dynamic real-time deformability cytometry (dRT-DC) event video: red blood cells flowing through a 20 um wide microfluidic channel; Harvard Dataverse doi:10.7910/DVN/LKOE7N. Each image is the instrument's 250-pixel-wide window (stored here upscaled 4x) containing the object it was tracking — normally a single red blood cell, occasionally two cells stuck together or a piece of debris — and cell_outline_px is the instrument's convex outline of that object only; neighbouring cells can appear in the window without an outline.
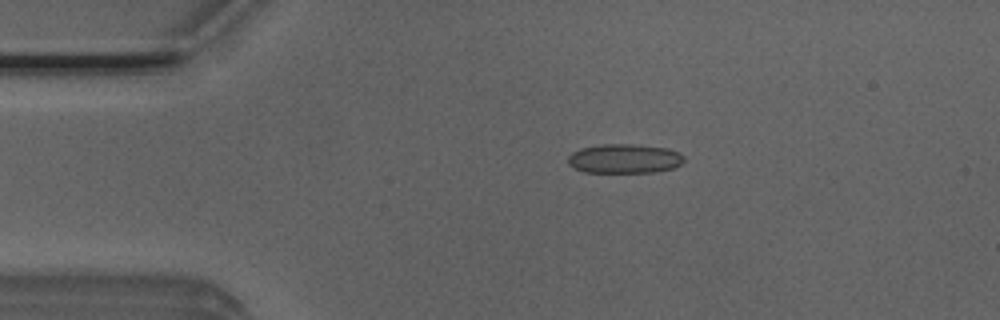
{"species": "Egyptian fruit bat (a non-hibernating species)", "species_latin": "Rousettus aegyptiacus", "temperature_condition": "room temperature", "stored_images_in_passage": 3, "camera_frame_rate_fps": 3000, "um_per_image_px": 0.085, "animal": {"sex": "male"}, "frame": {"image": 1, "passage_image": 2, "time_ms": 0.333, "image_size_px": [1000, 320], "cell_outline_px": [[684, 160], [680, 164], [672, 168], [656, 172], [584, 172], [568, 164], [568, 156], [572, 152], [580, 148], [604, 144], [632, 144], [668, 148], [680, 152], [684, 156]], "centroid_in_image_um": [53.09, 13.48], "position_along_channel_um": 31.9, "area_um2": 19.83}}